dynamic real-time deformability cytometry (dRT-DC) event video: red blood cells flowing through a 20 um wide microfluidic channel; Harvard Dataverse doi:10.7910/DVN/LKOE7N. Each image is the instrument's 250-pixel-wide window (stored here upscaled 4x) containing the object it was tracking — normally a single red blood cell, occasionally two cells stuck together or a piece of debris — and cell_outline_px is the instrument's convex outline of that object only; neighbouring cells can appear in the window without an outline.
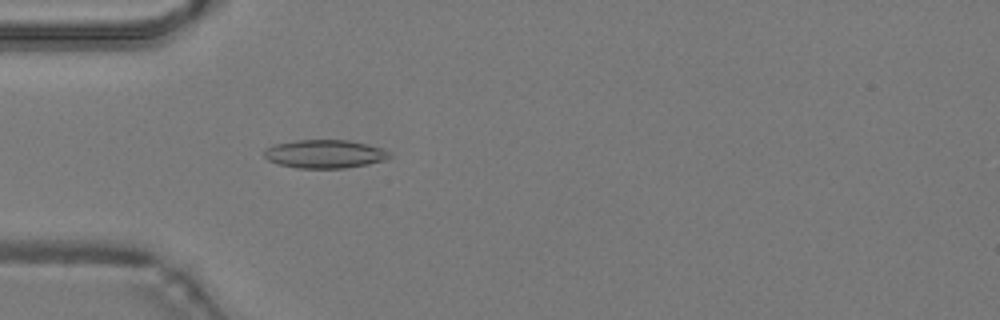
{"species": "common noctule bat (a hibernating species)", "species_latin": "Nyctalus noctula", "temperature_condition": "warm", "stored_images_in_passage": 43, "camera_frame_rate_fps": 3000, "um_per_image_px": 0.085, "animal": {"sex": "male", "body_mass_g": 19.2, "forearm_length_mm": 51.8}, "frame": {"image": 1, "passage_image": 10, "time_ms": 3.0, "image_size_px": [1000, 320], "cell_outline_px": [[392, 156], [384, 160], [368, 164], [344, 168], [296, 168], [280, 164], [268, 160], [264, 156], [264, 148], [272, 144], [296, 140], [348, 140], [368, 144], [380, 148], [388, 152]], "centroid_in_image_um": [27.56, 13.08], "position_along_channel_um": 57.4, "area_um2": 20.75}}
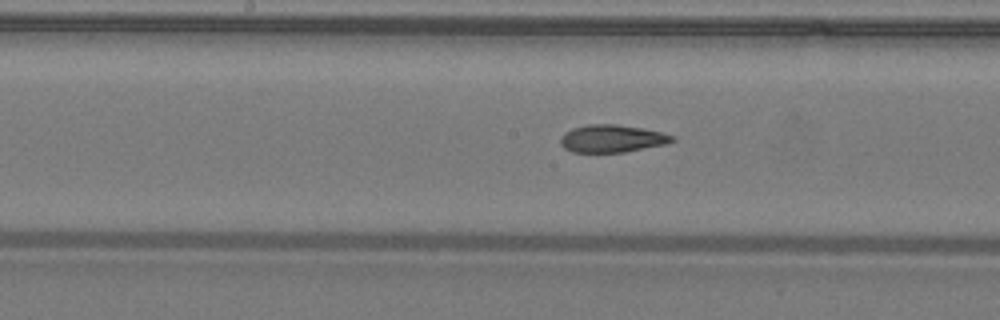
{"frame": {"image": 2, "passage_image": 20, "time_ms": 6.333, "image_size_px": [1000, 320], "cell_outline_px": [[676, 140], [668, 144], [624, 152], [572, 152], [564, 148], [560, 144], [560, 136], [564, 132], [572, 128], [588, 124], [616, 124], [644, 128], [676, 136]], "centroid_in_image_um": [52.03, 11.77], "position_along_channel_um": 196.2, "area_um2": 18.21}}
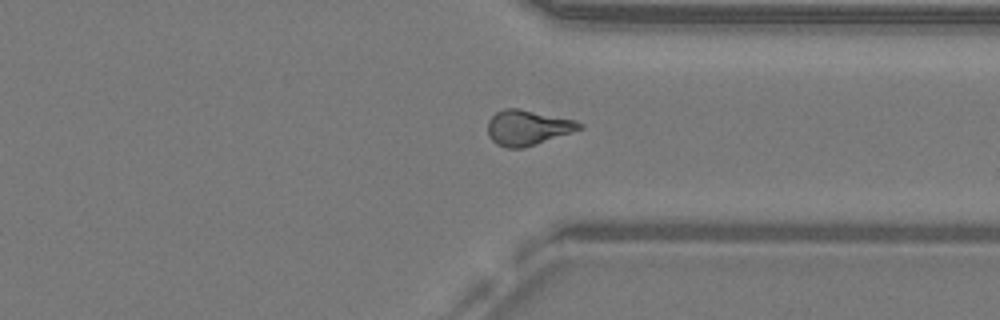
{"frame": {"image": 3, "passage_image": 32, "time_ms": 10.333, "image_size_px": [1000, 320], "cell_outline_px": [[584, 128], [524, 148], [504, 148], [496, 144], [488, 136], [488, 120], [496, 112], [504, 108], [516, 108], [576, 120], [584, 124]], "centroid_in_image_um": [44.84, 10.85], "position_along_channel_um": 366.6, "area_um2": 18.84}, "authors_computed_cell_mechanics": {"area_um2": 18.5538, "velocity_mm_per_s": 4.2798, "shape_relaxation_time_tau1_ms": null, "shape_relaxation_time_tau2_ms": 3.2584, "deformation_change_tau1": null, "deformation_change_tau2": 0.1064}}